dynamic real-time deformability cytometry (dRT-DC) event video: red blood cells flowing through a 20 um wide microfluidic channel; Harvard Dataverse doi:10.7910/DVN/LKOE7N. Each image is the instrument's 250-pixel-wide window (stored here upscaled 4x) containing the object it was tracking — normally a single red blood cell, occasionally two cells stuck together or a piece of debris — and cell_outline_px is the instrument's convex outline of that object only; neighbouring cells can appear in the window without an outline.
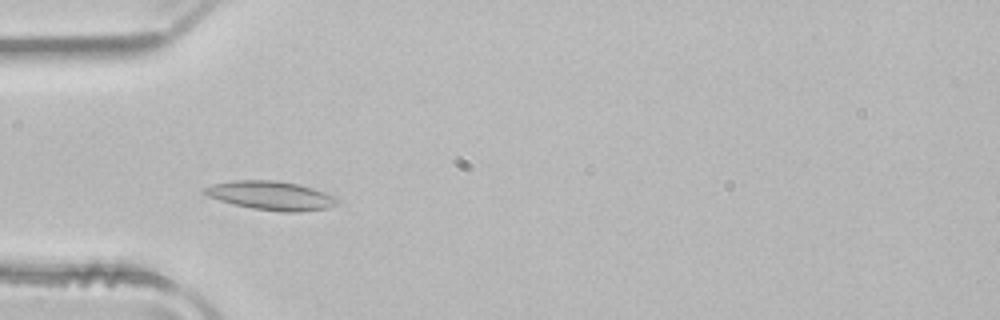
{"species": "common noctule bat (a hibernating species)", "species_latin": "Nyctalus noctula", "temperature_condition": "room temperature", "stored_images_in_passage": 37, "camera_frame_rate_fps": 3000, "um_per_image_px": 0.085, "animal": {"sex": "male", "body_mass_g": 21.5, "forearm_length_mm": 52.0}, "frame": {"image": 1, "passage_image": 11, "time_ms": 3.333, "image_size_px": [1000, 320], "cell_outline_px": [[336, 204], [328, 208], [300, 212], [280, 212], [252, 208], [220, 200], [208, 196], [200, 192], [204, 188], [212, 184], [232, 180], [276, 180], [300, 184], [336, 196]], "centroid_in_image_um": [23.02, 16.61], "position_along_channel_um": 62.0, "area_um2": 22.31}}
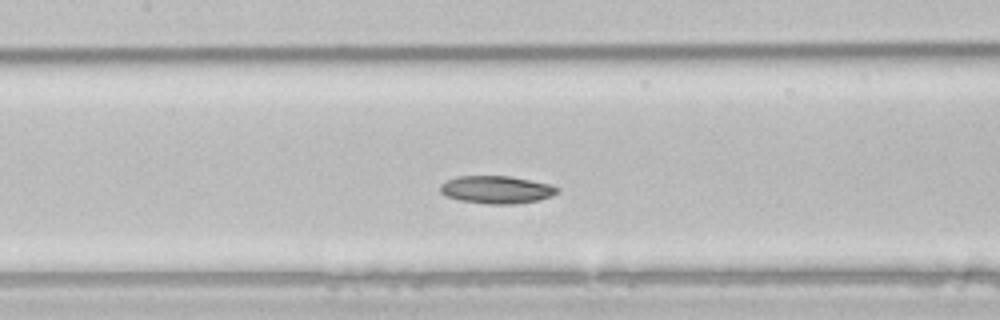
{"frame": {"image": 2, "passage_image": 19, "time_ms": 6.0, "image_size_px": [1000, 320], "cell_outline_px": [[560, 192], [552, 196], [540, 200], [516, 204], [488, 204], [460, 200], [448, 196], [440, 192], [440, 184], [456, 176], [512, 176], [548, 184], [560, 188]], "centroid_in_image_um": [42.24, 16.12], "position_along_channel_um": 165.2, "area_um2": 18.96}}
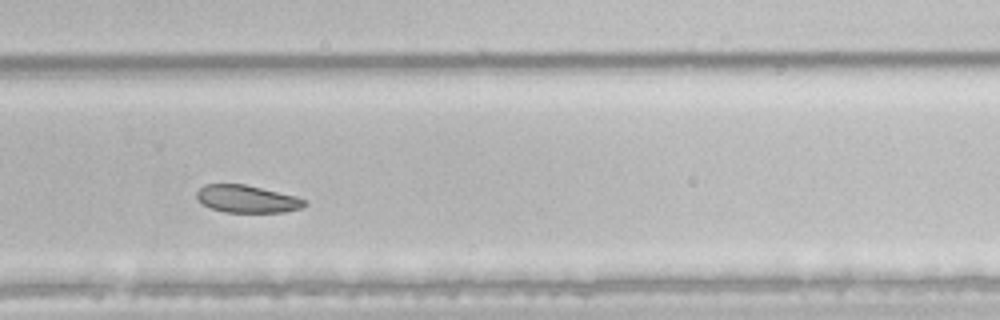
{"frame": {"image": 3, "passage_image": 30, "time_ms": 9.667, "image_size_px": [1000, 320], "cell_outline_px": [[308, 204], [300, 208], [284, 212], [224, 212], [212, 208], [204, 204], [196, 196], [196, 192], [204, 184], [244, 184], [296, 196], [308, 200]], "centroid_in_image_um": [21.03, 16.91], "position_along_channel_um": 308.8, "area_um2": 17.17}, "authors_computed_cell_mechanics": {"area_um2": 19.074, "velocity_mm_per_s": 3.9404, "shape_relaxation_time_tau1_ms": null, "shape_relaxation_time_tau2_ms": 3.6623, "deformation_change_tau1": null, "deformation_change_tau2": 0.0838}}